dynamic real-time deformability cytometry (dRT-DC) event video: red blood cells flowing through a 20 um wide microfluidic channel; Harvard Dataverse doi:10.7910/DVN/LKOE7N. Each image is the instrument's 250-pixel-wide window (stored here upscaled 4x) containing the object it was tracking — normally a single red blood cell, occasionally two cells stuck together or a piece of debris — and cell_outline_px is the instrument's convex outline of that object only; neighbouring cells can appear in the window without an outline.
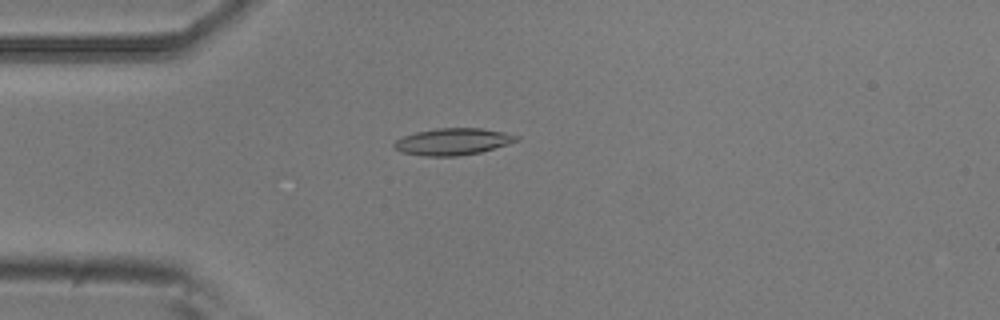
{"species": "common noctule bat (a hibernating species)", "species_latin": "Nyctalus noctula", "temperature_condition": "room temperature", "stored_images_in_passage": 55, "camera_frame_rate_fps": 3000, "um_per_image_px": 0.085, "animal": {"sex": "male", "body_mass_g": 20.5, "forearm_length_mm": 52.5}, "frame": {"image": 1, "passage_image": 14, "time_ms": 4.333, "image_size_px": [1000, 320], "cell_outline_px": [[520, 140], [480, 152], [456, 156], [424, 156], [400, 152], [392, 144], [396, 140], [404, 136], [416, 132], [436, 128], [480, 128], [504, 132], [520, 136]], "centroid_in_image_um": [38.49, 12.03], "position_along_channel_um": 46.5, "area_um2": 19.02}}
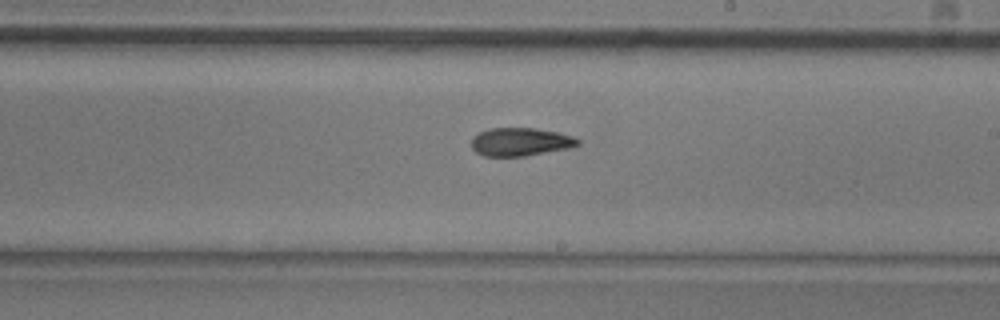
{"frame": {"image": 2, "passage_image": 31, "time_ms": 10.0, "image_size_px": [1000, 320], "cell_outline_px": [[580, 144], [568, 148], [524, 156], [484, 156], [476, 152], [472, 148], [472, 136], [488, 128], [532, 128], [556, 132], [572, 136], [580, 140]], "centroid_in_image_um": [44.2, 12.05], "position_along_channel_um": 244.8, "area_um2": 17.34}}
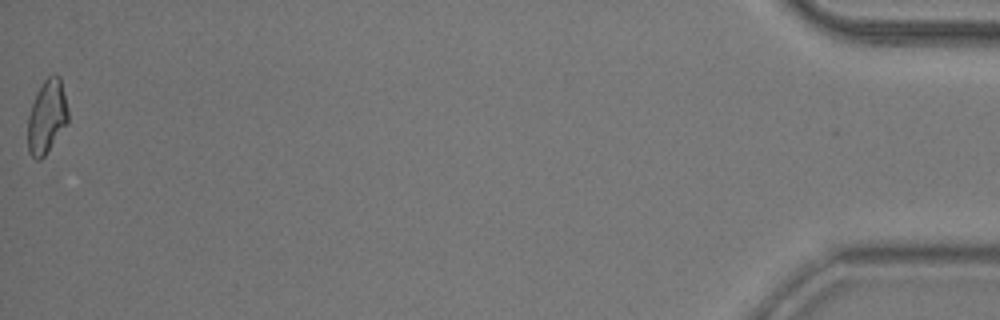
{"frame": {"image": 3, "passage_image": 54, "time_ms": 17.667, "image_size_px": [1000, 320], "cell_outline_px": [[68, 120], [44, 156], [40, 160], [36, 160], [28, 152], [28, 116], [36, 92], [44, 80], [52, 72], [56, 72], [60, 76], [68, 108]], "centroid_in_image_um": [3.98, 9.86], "position_along_channel_um": 431.2, "area_um2": 17.22}, "authors_computed_cell_mechanics": {"area_um2": 17.8024, "velocity_mm_per_s": 3.7382, "shape_relaxation_time_tau1_ms": 6.1609, "shape_relaxation_time_tau2_ms": 3.9726, "deformation_change_tau1": 0.1563, "deformation_change_tau2": 0.1182}}